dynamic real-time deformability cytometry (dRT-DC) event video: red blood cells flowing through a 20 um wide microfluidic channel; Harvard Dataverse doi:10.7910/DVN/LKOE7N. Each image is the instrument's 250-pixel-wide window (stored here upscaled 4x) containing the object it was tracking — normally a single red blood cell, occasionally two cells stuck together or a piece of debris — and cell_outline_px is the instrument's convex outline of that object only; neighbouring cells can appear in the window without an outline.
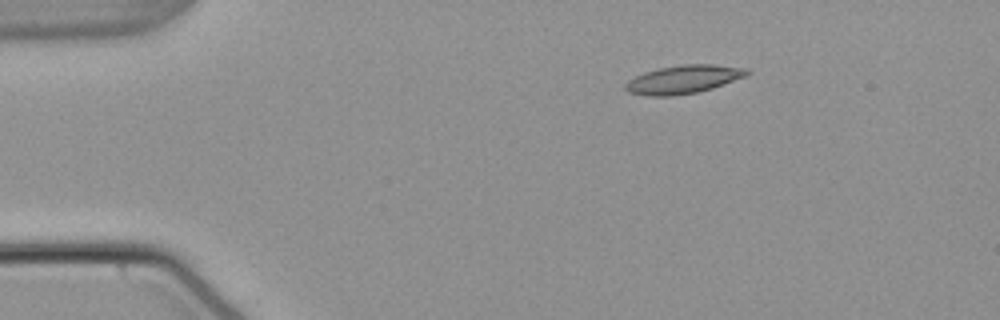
{"species": "common noctule bat (a hibernating species)", "species_latin": "Nyctalus noctula", "temperature_condition": "warm", "stored_images_in_passage": 46, "camera_frame_rate_fps": 3000, "um_per_image_px": 0.085, "animal": {"sex": "male", "body_mass_g": 21.5, "forearm_length_mm": 52.0}, "frame": {"image": 1, "passage_image": 1, "time_ms": 0.0, "image_size_px": [1000, 320], "cell_outline_px": [[752, 72], [744, 76], [712, 88], [696, 92], [672, 96], [648, 96], [628, 92], [624, 88], [624, 84], [628, 80], [644, 72], [660, 68], [684, 64], [712, 64], [748, 68]], "centroid_in_image_um": [58.07, 6.74], "position_along_channel_um": 26.9, "area_um2": 19.94}}
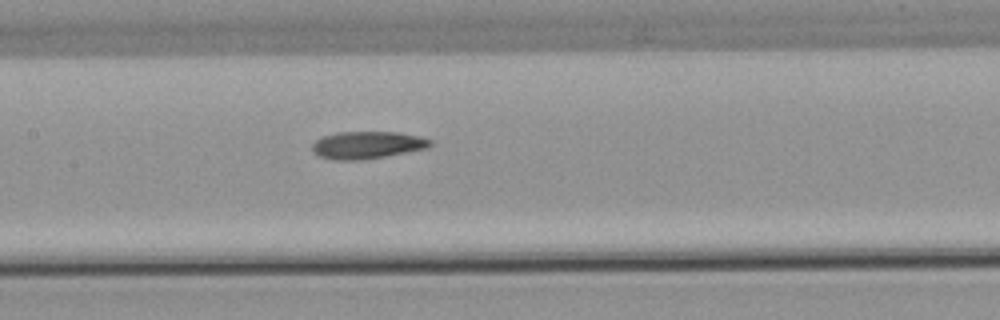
{"frame": {"image": 2, "passage_image": 18, "time_ms": 5.667, "image_size_px": [1000, 320], "cell_outline_px": [[432, 144], [428, 148], [384, 156], [360, 160], [336, 160], [320, 156], [312, 148], [312, 144], [316, 140], [324, 136], [336, 132], [396, 132], [420, 136], [432, 140]], "centroid_in_image_um": [31.24, 12.32], "position_along_channel_um": 176.2, "area_um2": 18.61}}
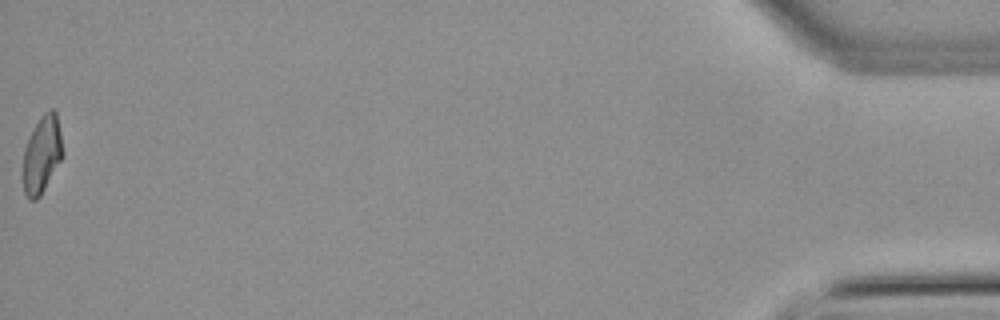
{"frame": {"image": 3, "passage_image": 46, "time_ms": 15.0, "image_size_px": [1000, 320], "cell_outline_px": [[60, 160], [40, 196], [36, 200], [28, 200], [24, 192], [20, 176], [24, 148], [40, 116], [44, 112], [52, 108], [56, 112], [60, 132]], "centroid_in_image_um": [3.48, 13.19], "position_along_channel_um": 431.7, "area_um2": 17.69}, "authors_computed_cell_mechanics": {"area_um2": 18.5827, "velocity_mm_per_s": 3.8156, "shape_relaxation_time_tau1_ms": null, "shape_relaxation_time_tau2_ms": 4.5031, "deformation_change_tau1": null, "deformation_change_tau2": 0.1392}}